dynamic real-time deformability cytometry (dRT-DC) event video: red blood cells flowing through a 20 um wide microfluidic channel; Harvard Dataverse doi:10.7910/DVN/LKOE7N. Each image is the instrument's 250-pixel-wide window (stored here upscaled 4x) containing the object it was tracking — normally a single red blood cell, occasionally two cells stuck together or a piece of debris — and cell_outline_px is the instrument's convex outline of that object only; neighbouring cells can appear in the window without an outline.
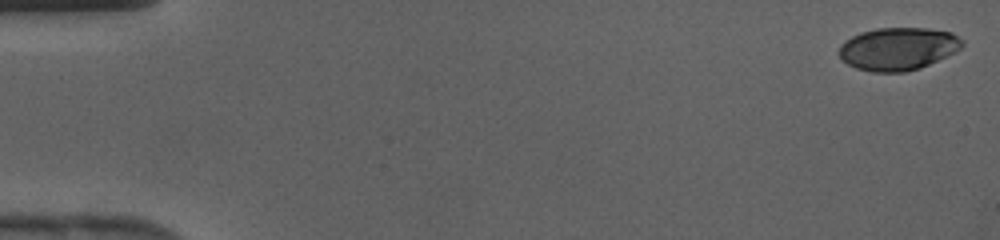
{"species": "human", "species_latin": "Homo sapiens", "temperature_condition": "cold", "stored_images_in_passage": 43, "camera_frame_rate_fps": 3000, "um_per_image_px": 0.085, "donor": {"sex": "female"}, "frame": {"image": 1, "passage_image": 1, "time_ms": 0.0, "image_size_px": [1000, 240], "cell_outline_px": [[964, 44], [956, 52], [920, 68], [904, 72], [872, 72], [856, 68], [848, 64], [840, 56], [840, 44], [852, 36], [860, 32], [876, 28], [928, 28], [952, 32], [964, 40]], "centroid_in_image_um": [76.36, 4.14], "position_along_channel_um": 8.6, "area_um2": 30.75}}
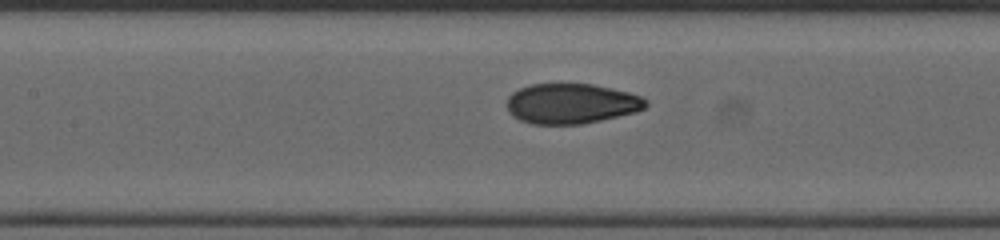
{"frame": {"image": 2, "passage_image": 20, "time_ms": 6.333, "image_size_px": [1000, 240], "cell_outline_px": [[648, 104], [644, 108], [636, 112], [600, 120], [580, 124], [532, 124], [520, 120], [512, 116], [508, 112], [504, 104], [508, 96], [512, 92], [520, 88], [532, 84], [592, 84], [628, 92], [640, 96], [648, 100]], "centroid_in_image_um": [48.51, 8.81], "position_along_channel_um": 158.9, "area_um2": 32.66}}
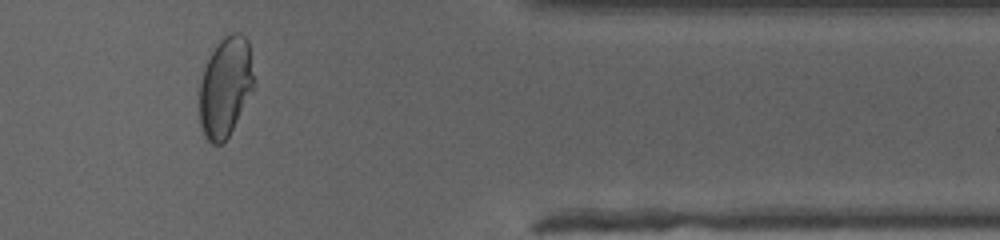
{"frame": {"image": 3, "passage_image": 36, "time_ms": 11.667, "image_size_px": [1000, 240], "cell_outline_px": [[252, 92], [228, 136], [220, 144], [212, 144], [204, 136], [200, 124], [200, 80], [204, 68], [212, 52], [220, 40], [224, 36], [232, 32], [240, 32], [248, 40], [252, 76]], "centroid_in_image_um": [19.13, 7.38], "position_along_channel_um": 392.3, "area_um2": 31.1}}